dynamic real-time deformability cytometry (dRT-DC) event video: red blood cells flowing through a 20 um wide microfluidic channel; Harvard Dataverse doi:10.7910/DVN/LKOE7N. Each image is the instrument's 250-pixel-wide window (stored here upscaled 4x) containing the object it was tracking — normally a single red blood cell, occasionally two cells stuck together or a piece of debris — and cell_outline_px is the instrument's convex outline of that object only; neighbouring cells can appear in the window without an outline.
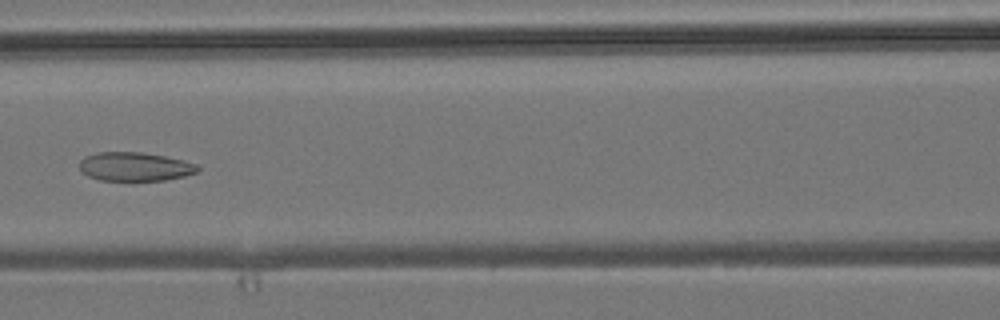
{"species": "common noctule bat (a hibernating species)", "species_latin": "Nyctalus noctula", "temperature_condition": "room temperature", "stored_images_in_passage": 4, "camera_frame_rate_fps": 3000, "um_per_image_px": 0.085, "animal": {"sex": "male", "body_mass_g": 19.2, "forearm_length_mm": 51.8}, "frame": {"image": 1, "passage_image": 4, "time_ms": 3.333, "image_size_px": [1000, 320], "cell_outline_px": [[200, 168], [196, 172], [184, 176], [164, 180], [100, 180], [88, 176], [80, 172], [80, 160], [84, 156], [96, 152], [140, 152], [164, 156], [184, 160], [200, 164]], "centroid_in_image_um": [11.46, 14.15], "position_along_channel_um": 155.1, "area_um2": 19.94}}